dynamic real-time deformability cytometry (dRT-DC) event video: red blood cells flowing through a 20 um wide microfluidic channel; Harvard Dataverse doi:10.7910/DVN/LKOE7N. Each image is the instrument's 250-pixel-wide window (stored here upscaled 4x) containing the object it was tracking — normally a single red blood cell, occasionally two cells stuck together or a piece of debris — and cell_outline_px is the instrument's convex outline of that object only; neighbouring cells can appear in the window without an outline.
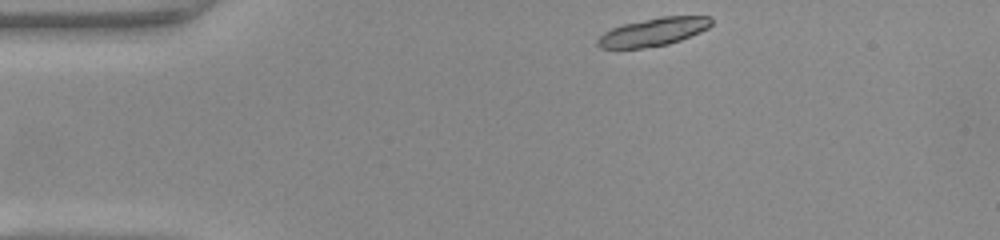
{"species": "common noctule bat (a hibernating species)", "species_latin": "Nyctalus noctula", "temperature_condition": "warm", "stored_images_in_passage": 42, "camera_frame_rate_fps": 3000, "um_per_image_px": 0.085, "animal": {"sex": "female", "body_mass_g": 22.0, "forearm_length_mm": 56.7}, "frame": {"image": 1, "passage_image": 1, "time_ms": 0.0, "image_size_px": [1000, 240], "cell_outline_px": [[712, 24], [708, 28], [700, 32], [680, 40], [668, 44], [640, 48], [600, 48], [596, 44], [596, 40], [604, 32], [612, 28], [624, 24], [660, 16], [708, 16], [712, 20]], "centroid_in_image_um": [55.52, 2.71], "position_along_channel_um": 29.5, "area_um2": 18.5}}
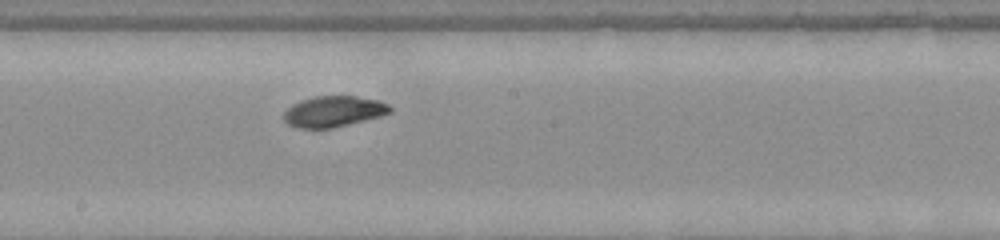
{"frame": {"image": 2, "passage_image": 19, "time_ms": 6.0, "image_size_px": [1000, 240], "cell_outline_px": [[392, 112], [380, 116], [332, 128], [300, 128], [288, 124], [284, 120], [284, 112], [292, 104], [300, 100], [316, 96], [356, 96], [376, 100], [388, 104], [392, 108]], "centroid_in_image_um": [28.35, 9.47], "position_along_channel_um": 219.9, "area_um2": 18.96}}
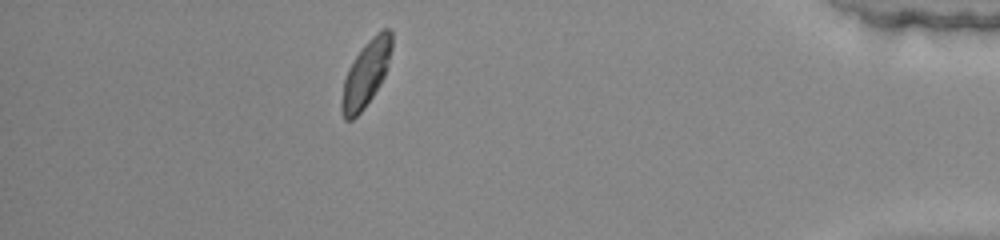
{"frame": {"image": 3, "passage_image": 36, "time_ms": 11.667, "image_size_px": [1000, 240], "cell_outline_px": [[392, 48], [388, 68], [380, 84], [364, 108], [352, 120], [344, 120], [340, 112], [340, 104], [344, 80], [348, 68], [364, 44], [376, 32], [384, 28], [388, 28], [392, 32]], "centroid_in_image_um": [31.1, 6.26], "position_along_channel_um": 404.1, "area_um2": 19.36}, "authors_computed_cell_mechanics": {"area_um2": 18.8139, "velocity_mm_per_s": 4.1068, "shape_relaxation_time_tau1_ms": 5.0524, "shape_relaxation_time_tau2_ms": null, "deformation_change_tau1": 0.2523, "deformation_change_tau2": null}}